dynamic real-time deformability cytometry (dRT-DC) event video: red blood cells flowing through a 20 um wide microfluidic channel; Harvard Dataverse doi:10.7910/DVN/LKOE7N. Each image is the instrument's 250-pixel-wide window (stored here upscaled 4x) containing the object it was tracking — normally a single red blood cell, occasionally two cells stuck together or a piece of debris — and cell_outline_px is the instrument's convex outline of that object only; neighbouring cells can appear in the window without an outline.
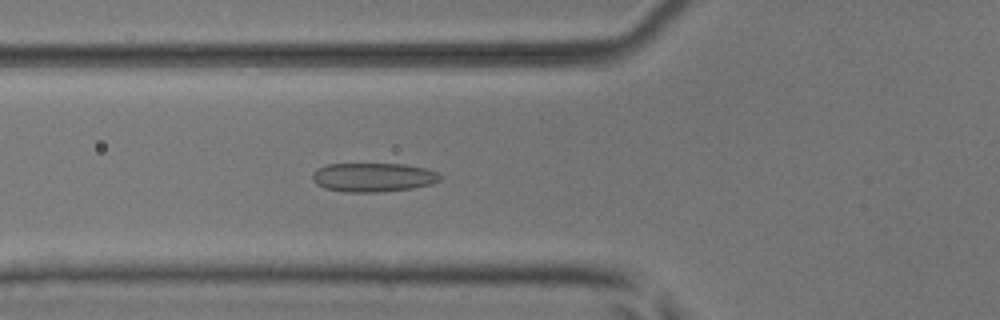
{"species": "common noctule bat (a hibernating species)", "species_latin": "Nyctalus noctula", "temperature_condition": "room temperature", "stored_images_in_passage": 53, "camera_frame_rate_fps": 3000, "um_per_image_px": 0.085, "animal": {"sex": "male", "body_mass_g": 17.9, "forearm_length_mm": 54.2}, "frame": {"image": 1, "passage_image": 20, "time_ms": 6.333, "image_size_px": [1000, 320], "cell_outline_px": [[440, 180], [432, 184], [412, 188], [376, 192], [344, 192], [324, 188], [316, 184], [312, 180], [312, 172], [316, 168], [328, 164], [404, 164], [424, 168], [436, 172], [440, 176]], "centroid_in_image_um": [31.66, 15.07], "position_along_channel_um": 94.1, "area_um2": 21.56}}
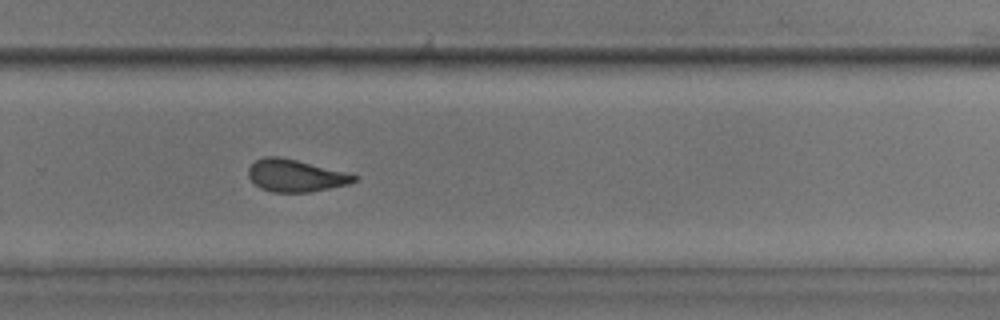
{"frame": {"image": 2, "passage_image": 36, "time_ms": 11.667, "image_size_px": [1000, 320], "cell_outline_px": [[356, 180], [348, 184], [308, 192], [272, 192], [260, 188], [248, 176], [248, 168], [256, 160], [264, 156], [280, 156], [344, 172], [356, 176]], "centroid_in_image_um": [25.06, 14.92], "position_along_channel_um": 304.7, "area_um2": 19.48}}
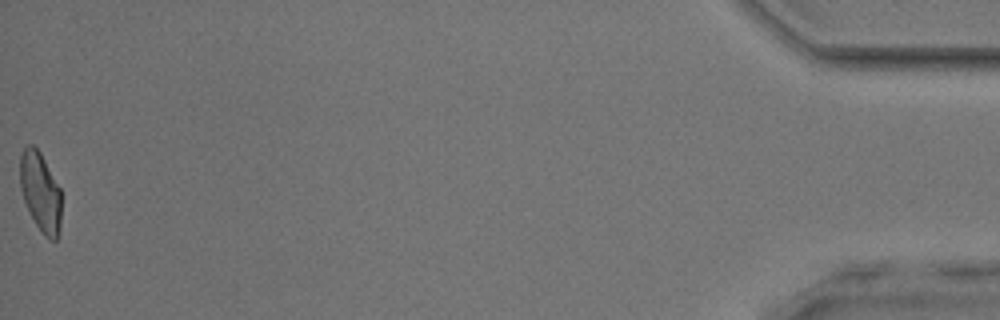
{"frame": {"image": 3, "passage_image": 53, "time_ms": 17.333, "image_size_px": [1000, 320], "cell_outline_px": [[60, 228], [56, 240], [52, 240], [44, 236], [36, 224], [24, 200], [20, 188], [20, 156], [24, 148], [28, 144], [32, 144], [40, 152], [60, 188]], "centroid_in_image_um": [3.43, 16.3], "position_along_channel_um": 431.8, "area_um2": 18.84}, "authors_computed_cell_mechanics": {"area_um2": 20.519, "velocity_mm_per_s": 3.9614, "shape_relaxation_time_tau1_ms": 5.048, "shape_relaxation_time_tau2_ms": 1.3858, "deformation_change_tau1": 0.1318, "deformation_change_tau2": 0.081}}